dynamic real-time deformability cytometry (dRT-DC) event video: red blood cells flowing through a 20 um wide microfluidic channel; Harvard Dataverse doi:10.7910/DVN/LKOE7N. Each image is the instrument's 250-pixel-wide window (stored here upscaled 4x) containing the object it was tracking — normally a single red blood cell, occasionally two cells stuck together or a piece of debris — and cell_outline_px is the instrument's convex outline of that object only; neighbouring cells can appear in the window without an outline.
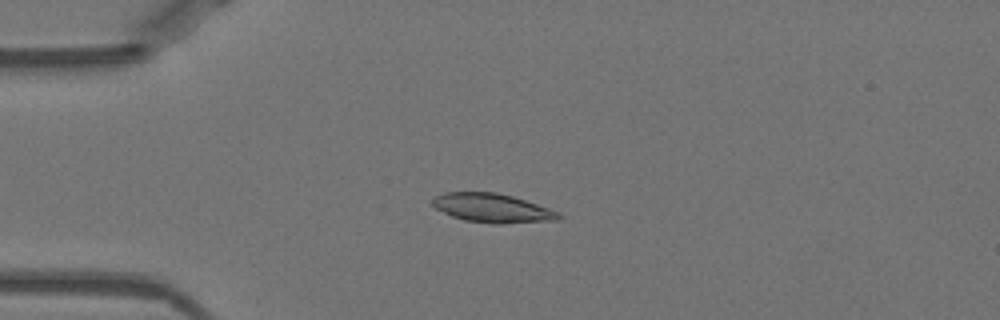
{"species": "Egyptian fruit bat (a non-hibernating species)", "species_latin": "Rousettus aegyptiacus", "temperature_condition": "warm", "stored_images_in_passage": 45, "camera_frame_rate_fps": 3000, "um_per_image_px": 0.085, "animal": {"sex": "female"}, "frame": {"image": 1, "passage_image": 7, "time_ms": 2.0, "image_size_px": [1000, 320], "cell_outline_px": [[564, 216], [560, 220], [500, 224], [492, 224], [464, 220], [452, 216], [436, 208], [432, 204], [432, 196], [444, 192], [496, 192], [512, 196], [560, 212]], "centroid_in_image_um": [41.86, 17.69], "position_along_channel_um": 43.1, "area_um2": 21.44}}
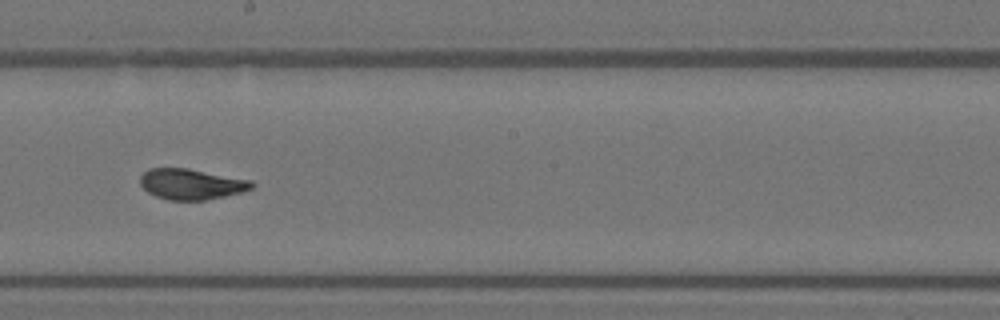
{"frame": {"image": 2, "passage_image": 23, "time_ms": 7.333, "image_size_px": [1000, 320], "cell_outline_px": [[256, 184], [252, 188], [240, 192], [224, 196], [204, 200], [168, 200], [156, 196], [148, 192], [140, 184], [140, 176], [148, 168], [188, 168], [252, 180]], "centroid_in_image_um": [16.26, 15.64], "position_along_channel_um": 231.9, "area_um2": 19.94}}
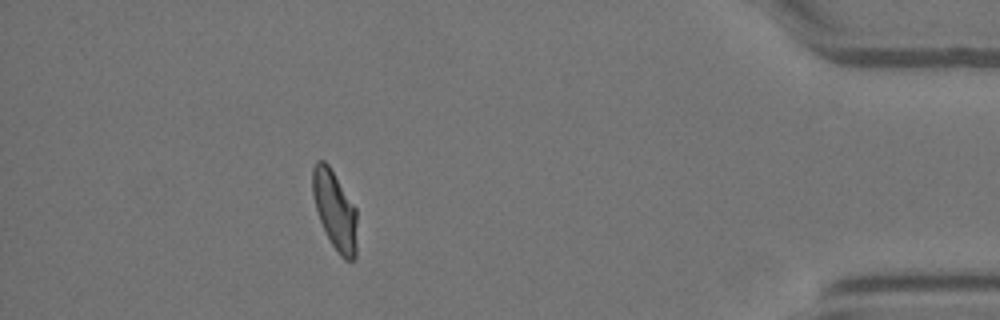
{"frame": {"image": 3, "passage_image": 40, "time_ms": 13.0, "image_size_px": [1000, 320], "cell_outline_px": [[356, 256], [352, 260], [344, 260], [340, 256], [332, 244], [320, 220], [312, 196], [312, 168], [316, 160], [324, 160], [328, 164], [356, 208]], "centroid_in_image_um": [28.45, 17.85], "position_along_channel_um": 406.8, "area_um2": 20.23}, "authors_computed_cell_mechanics": {"area_um2": 20.519, "velocity_mm_per_s": 3.9639, "shape_relaxation_time_tau1_ms": 4.5363, "shape_relaxation_time_tau2_ms": 0.862, "deformation_change_tau1": 0.1672, "deformation_change_tau2": 0.0615}}